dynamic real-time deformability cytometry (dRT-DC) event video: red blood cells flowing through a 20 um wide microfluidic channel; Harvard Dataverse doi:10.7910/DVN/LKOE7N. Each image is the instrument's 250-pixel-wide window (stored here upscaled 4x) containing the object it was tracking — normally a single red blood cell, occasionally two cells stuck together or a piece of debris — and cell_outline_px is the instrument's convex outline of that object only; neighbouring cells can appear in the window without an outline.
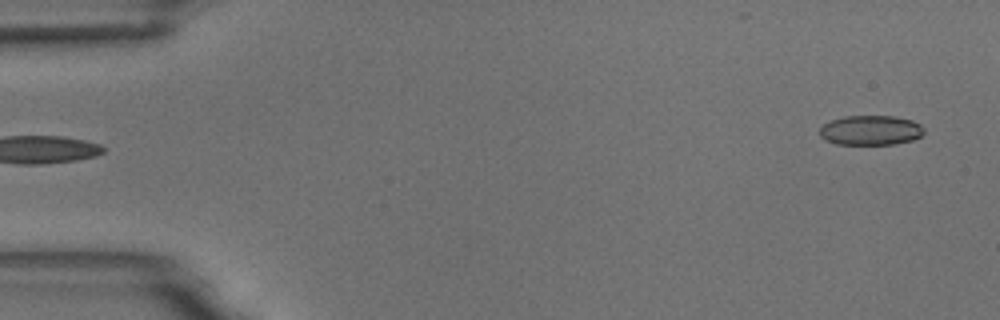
{"species": "common noctule bat (a hibernating species)", "species_latin": "Nyctalus noctula", "temperature_condition": "room temperature", "stored_images_in_passage": 6, "segment_of_instrument_passage": [2, 2], "camera_frame_rate_fps": 3000, "um_per_image_px": 0.085, "animal": {"sex": "male", "body_mass_g": 18.8}, "frame": {"image": 1, "passage_image": 6, "time_ms": 5.667, "image_size_px": [1000, 320], "cell_outline_px": [[924, 132], [920, 136], [912, 140], [896, 144], [836, 144], [824, 140], [820, 136], [820, 128], [824, 124], [832, 120], [844, 116], [896, 116], [912, 120], [920, 124], [924, 128]], "centroid_in_image_um": [74.01, 11.07], "position_along_channel_um": 11.0, "area_um2": 18.15}}